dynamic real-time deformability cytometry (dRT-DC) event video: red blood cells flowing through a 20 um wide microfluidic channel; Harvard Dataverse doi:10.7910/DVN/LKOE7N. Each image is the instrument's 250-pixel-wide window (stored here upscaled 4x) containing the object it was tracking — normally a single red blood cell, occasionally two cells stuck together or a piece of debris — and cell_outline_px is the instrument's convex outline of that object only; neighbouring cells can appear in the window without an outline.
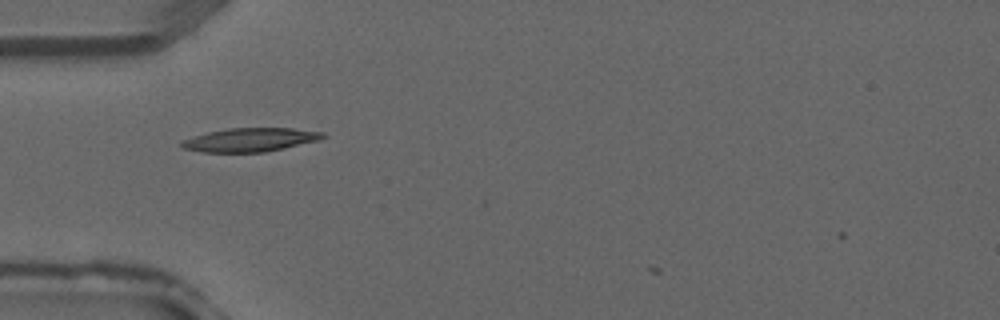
{"species": "common noctule bat (a hibernating species)", "species_latin": "Nyctalus noctula", "temperature_condition": "warm", "stored_images_in_passage": 3, "camera_frame_rate_fps": 3000, "um_per_image_px": 0.085, "animal": {"sex": "male", "forearm_length_mm": 52.5}, "frame": {"image": 1, "passage_image": 2, "time_ms": 0.333, "image_size_px": [1000, 320], "cell_outline_px": [[328, 136], [320, 140], [284, 148], [264, 152], [200, 152], [184, 148], [180, 144], [184, 140], [208, 132], [228, 128], [292, 128], [324, 132]], "centroid_in_image_um": [21.33, 11.88], "position_along_channel_um": 63.7, "area_um2": 19.36}}